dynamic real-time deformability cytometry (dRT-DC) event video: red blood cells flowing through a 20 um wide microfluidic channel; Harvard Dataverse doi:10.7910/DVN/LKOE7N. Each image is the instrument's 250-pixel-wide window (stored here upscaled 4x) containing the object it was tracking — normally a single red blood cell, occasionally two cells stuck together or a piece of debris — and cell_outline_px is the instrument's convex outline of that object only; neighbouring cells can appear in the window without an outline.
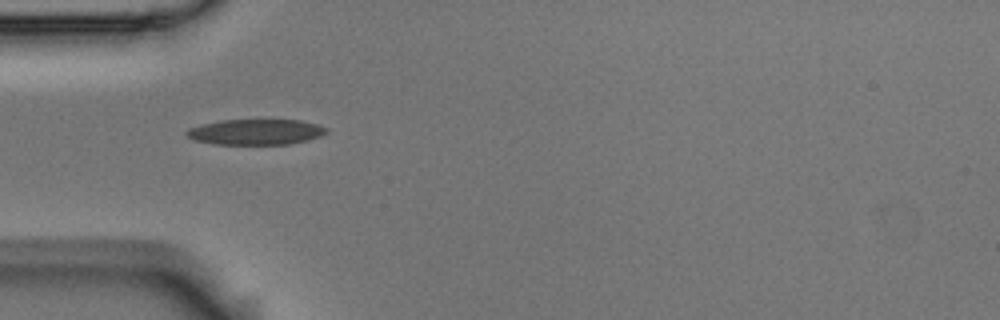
{"species": "Egyptian fruit bat (a non-hibernating species)", "species_latin": "Rousettus aegyptiacus", "temperature_condition": "room temperature", "stored_images_in_passage": 4, "camera_frame_rate_fps": 3000, "um_per_image_px": 0.085, "animal": {"sex": "male"}, "frame": {"image": 1, "passage_image": 3, "time_ms": 0.667, "image_size_px": [1000, 320], "cell_outline_px": [[328, 132], [320, 136], [308, 140], [288, 144], [212, 144], [192, 140], [184, 132], [188, 128], [220, 120], [300, 120], [316, 124], [328, 128]], "centroid_in_image_um": [21.72, 11.22], "position_along_channel_um": 63.3, "area_um2": 20.87}}
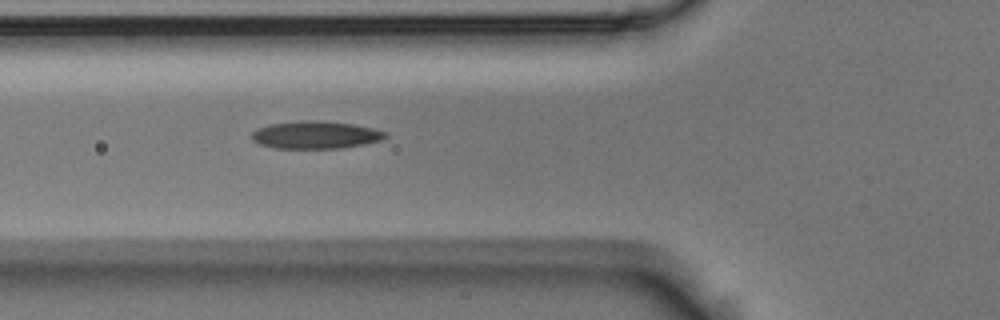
{"frame": {"image": 2, "passage_image": 4, "time_ms": 1.0, "image_size_px": [1000, 320], "cell_outline_px": [[388, 136], [380, 140], [364, 144], [340, 148], [276, 148], [260, 144], [252, 140], [252, 132], [256, 128], [272, 124], [300, 120], [316, 120], [352, 124], [372, 128], [384, 132]], "centroid_in_image_um": [26.79, 11.46], "position_along_channel_um": 99.0, "area_um2": 21.27}}